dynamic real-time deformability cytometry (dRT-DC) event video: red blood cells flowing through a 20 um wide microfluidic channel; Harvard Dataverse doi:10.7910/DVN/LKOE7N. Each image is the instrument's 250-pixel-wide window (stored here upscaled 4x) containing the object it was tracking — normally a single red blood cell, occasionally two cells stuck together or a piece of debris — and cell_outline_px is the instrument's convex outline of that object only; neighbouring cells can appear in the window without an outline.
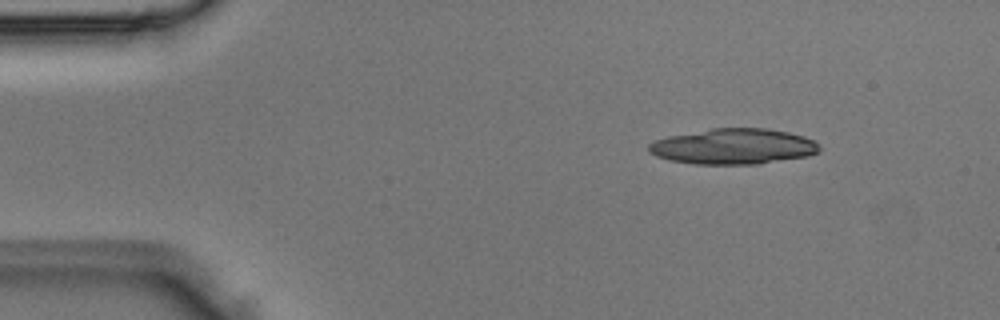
{"species": "Egyptian fruit bat (a non-hibernating species)", "species_latin": "Rousettus aegyptiacus", "temperature_condition": "room temperature", "stored_images_in_passage": 4, "segment_of_instrument_passage": [2, 2], "camera_frame_rate_fps": 3000, "um_per_image_px": 0.085, "animal": {"sex": "male"}, "frame": {"image": 1, "passage_image": 4, "time_ms": 1.0, "image_size_px": [1000, 320], "cell_outline_px": [[820, 152], [808, 156], [756, 164], [696, 164], [668, 160], [656, 156], [648, 152], [648, 144], [656, 140], [668, 136], [712, 128], [768, 128], [788, 132], [804, 136], [820, 144]], "centroid_in_image_um": [62.35, 12.45], "position_along_channel_um": 22.7, "area_um2": 35.55}}